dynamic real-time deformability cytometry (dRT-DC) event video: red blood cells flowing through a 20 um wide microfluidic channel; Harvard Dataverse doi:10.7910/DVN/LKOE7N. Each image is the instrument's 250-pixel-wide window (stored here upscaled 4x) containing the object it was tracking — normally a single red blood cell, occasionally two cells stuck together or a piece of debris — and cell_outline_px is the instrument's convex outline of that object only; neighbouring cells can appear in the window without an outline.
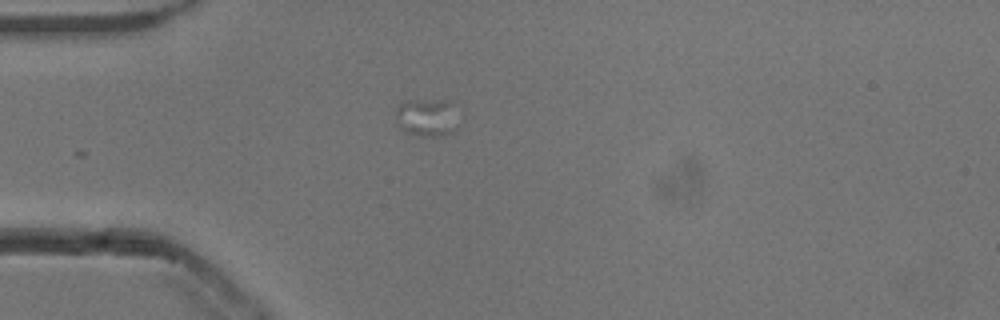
{"species": "common noctule bat (a hibernating species)", "species_latin": "Nyctalus noctula", "temperature_condition": "cold", "stored_images_in_passage": 9, "camera_frame_rate_fps": 3000, "um_per_image_px": 0.085, "animal": {"sex": "male", "body_mass_g": 13.3}, "frame": {"image": 1, "passage_image": 1, "time_ms": 0.0, "image_size_px": [1000, 320], "cell_outline_px": [[456, 128], [452, 132], [440, 136], [420, 136], [404, 132], [396, 124], [396, 108], [404, 100], [448, 100]], "centroid_in_image_um": [36.16, 10.0], "position_along_channel_um": 48.8, "area_um2": 13.53}}
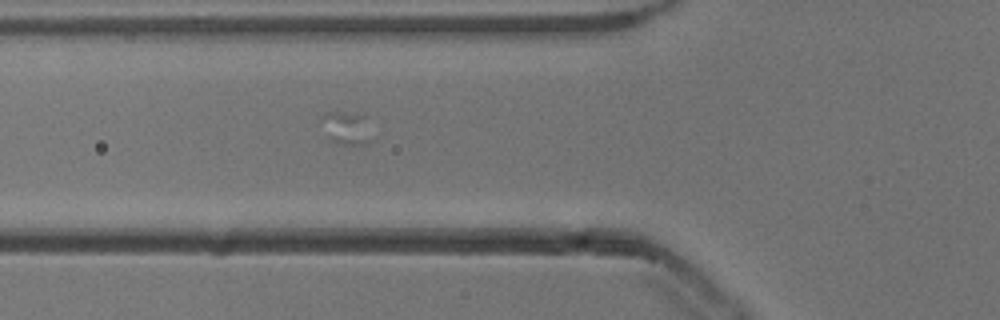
{"frame": {"image": 2, "passage_image": 6, "time_ms": 1.667, "image_size_px": [1000, 320], "cell_outline_px": [[380, 136], [376, 140], [368, 144], [340, 144], [328, 140], [320, 120], [320, 116], [324, 112], [360, 112], [368, 116]], "centroid_in_image_um": [29.65, 10.87], "position_along_channel_um": 96.2, "area_um2": 11.21}}